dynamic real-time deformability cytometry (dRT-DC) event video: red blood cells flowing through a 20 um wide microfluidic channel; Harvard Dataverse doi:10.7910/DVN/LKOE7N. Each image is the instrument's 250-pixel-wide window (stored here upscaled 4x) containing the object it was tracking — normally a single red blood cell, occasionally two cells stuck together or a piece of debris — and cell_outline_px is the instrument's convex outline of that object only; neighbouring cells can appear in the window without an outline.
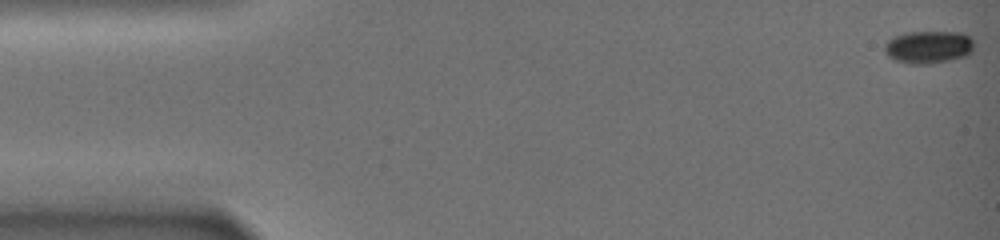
{"species": "common noctule bat (a hibernating species)", "species_latin": "Nyctalus noctula", "temperature_condition": "warm", "stored_images_in_passage": 67, "camera_frame_rate_fps": 3000, "um_per_image_px": 0.085, "animal": {"sex": "female", "body_mass_g": 19.0, "forearm_length_mm": 51.5}, "frame": {"image": 1, "passage_image": 1, "time_ms": 0.0, "image_size_px": [1000, 240], "cell_outline_px": [[972, 52], [968, 56], [928, 64], [912, 64], [896, 60], [888, 56], [884, 52], [884, 44], [892, 36], [904, 32], [960, 32], [968, 36], [972, 40]], "centroid_in_image_um": [78.88, 3.99], "position_along_channel_um": 6.1, "area_um2": 17.11}}
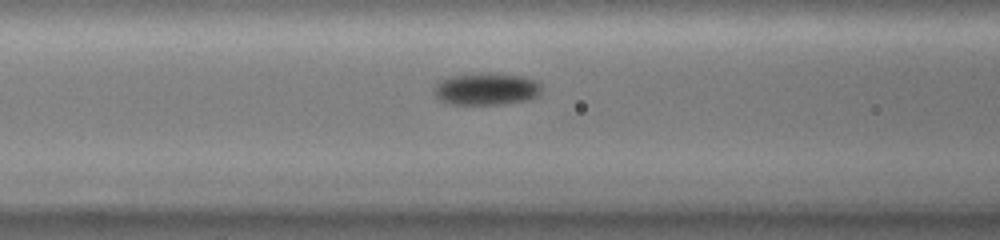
{"frame": {"image": 2, "passage_image": 27, "time_ms": 11.0, "image_size_px": [1000, 240], "cell_outline_px": [[540, 92], [536, 96], [528, 100], [504, 104], [448, 104], [440, 100], [432, 92], [432, 88], [440, 80], [448, 76], [480, 72], [524, 76], [536, 80], [540, 84]], "centroid_in_image_um": [41.29, 7.55], "position_along_channel_um": 125.3, "area_um2": 20.46}}
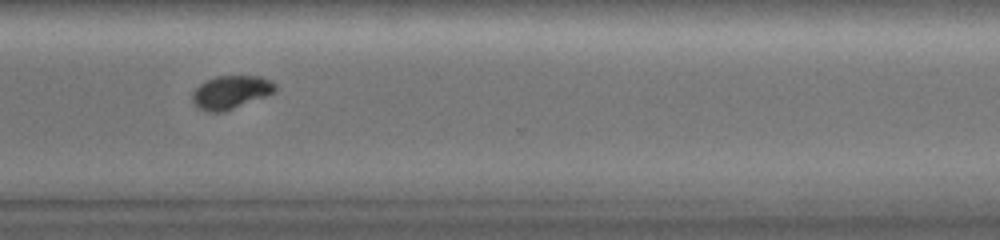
{"frame": {"image": 3, "passage_image": 50, "time_ms": 20.333, "image_size_px": [1000, 240], "cell_outline_px": [[276, 92], [268, 96], [224, 112], [208, 112], [196, 108], [192, 100], [192, 92], [200, 84], [216, 76], [260, 76], [276, 84]], "centroid_in_image_um": [19.62, 7.86], "position_along_channel_um": 351.0, "area_um2": 16.24}, "authors_computed_cell_mechanics": {"area_um2": 17.5712, "velocity_mm_per_s": 2.4179, "shape_relaxation_time_tau1_ms": 6.5159, "shape_relaxation_time_tau2_ms": null, "deformation_change_tau1": 0.1475, "deformation_change_tau2": null}}